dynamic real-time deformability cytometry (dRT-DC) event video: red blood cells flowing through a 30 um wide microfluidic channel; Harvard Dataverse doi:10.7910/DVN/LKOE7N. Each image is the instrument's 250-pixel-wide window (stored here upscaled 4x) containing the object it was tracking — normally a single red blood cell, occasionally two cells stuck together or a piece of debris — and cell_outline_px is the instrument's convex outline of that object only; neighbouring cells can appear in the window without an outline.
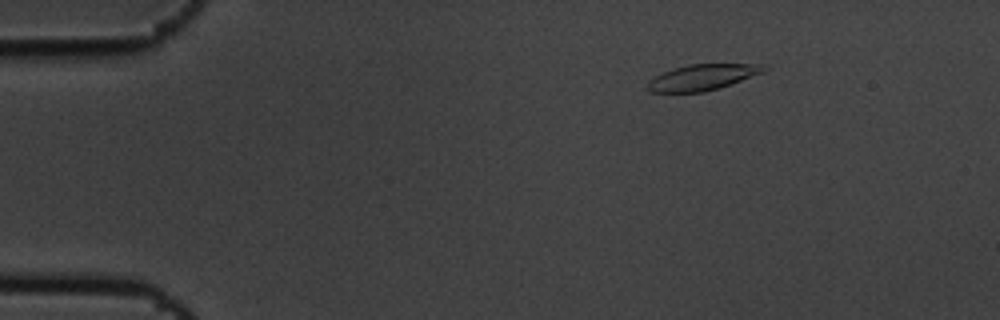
{"species": "common noctule bat (a hibernating species)", "species_latin": "Nyctalus noctula", "temperature_condition": "cold", "stored_images_in_passage": 4, "camera_frame_rate_fps": 3000, "um_per_image_px": 0.085, "animal": {"sex": "male", "body_mass_g": 19.5, "forearm_length_mm": 54.6}, "frame": {"image": 1, "passage_image": 2, "time_ms": 0.333, "image_size_px": [1000, 320], "cell_outline_px": [[768, 68], [764, 72], [720, 88], [704, 92], [648, 92], [648, 80], [664, 72], [676, 68], [692, 64], [760, 64]], "centroid_in_image_um": [59.72, 6.58], "position_along_channel_um": 25.3, "area_um2": 17.34}}
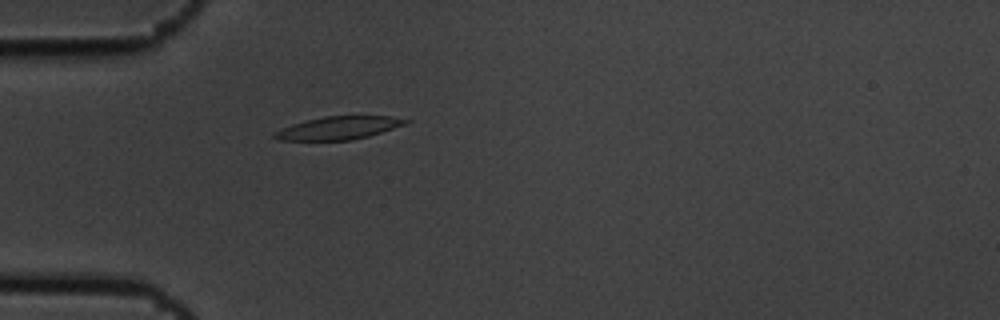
{"frame": {"image": 2, "passage_image": 4, "time_ms": 1.0, "image_size_px": [1000, 320], "cell_outline_px": [[412, 120], [408, 124], [368, 136], [352, 140], [280, 140], [272, 136], [272, 132], [280, 128], [292, 124], [324, 116], [392, 116]], "centroid_in_image_um": [28.8, 10.87], "position_along_channel_um": 56.2, "area_um2": 17.63}}